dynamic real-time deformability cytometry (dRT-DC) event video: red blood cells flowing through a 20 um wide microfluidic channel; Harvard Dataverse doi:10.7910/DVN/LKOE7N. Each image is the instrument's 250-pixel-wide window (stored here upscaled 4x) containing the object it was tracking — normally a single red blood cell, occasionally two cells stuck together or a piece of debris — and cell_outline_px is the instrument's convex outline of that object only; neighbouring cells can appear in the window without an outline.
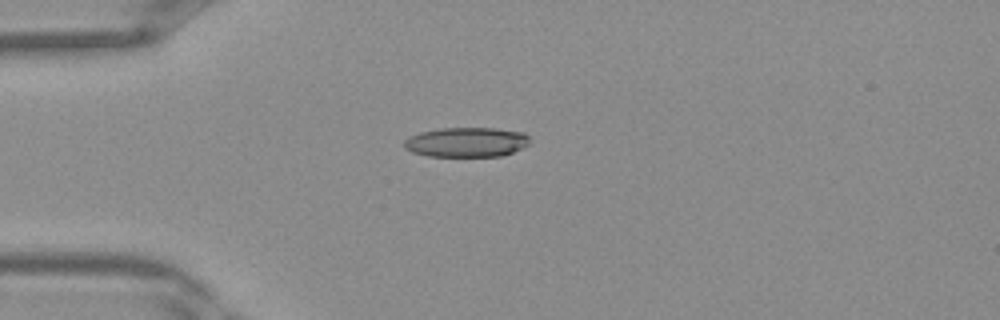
{"species": "Egyptian fruit bat (a non-hibernating species)", "species_latin": "Rousettus aegyptiacus", "temperature_condition": "warm", "stored_images_in_passage": 30, "camera_frame_rate_fps": 3000, "um_per_image_px": 0.085, "frame": {"image": 1, "passage_image": 1, "time_ms": 0.0, "image_size_px": [1000, 320], "cell_outline_px": [[528, 144], [512, 152], [500, 156], [428, 156], [412, 152], [404, 148], [404, 140], [420, 132], [440, 128], [496, 128], [524, 132], [528, 136]], "centroid_in_image_um": [39.63, 12.08], "position_along_channel_um": 45.4, "area_um2": 21.62}}
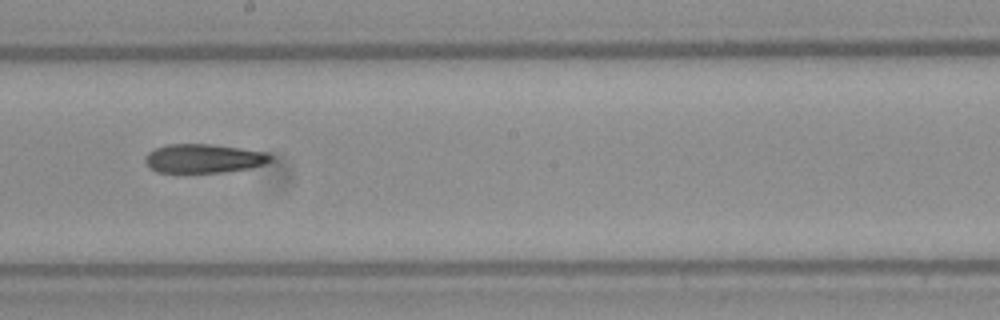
{"frame": {"image": 2, "passage_image": 13, "time_ms": 4.0, "image_size_px": [1000, 320], "cell_outline_px": [[272, 160], [264, 164], [248, 168], [224, 172], [156, 172], [148, 168], [144, 160], [144, 156], [148, 152], [156, 148], [168, 144], [212, 144], [268, 152], [272, 156]], "centroid_in_image_um": [17.29, 13.46], "position_along_channel_um": 230.9, "area_um2": 21.21}}
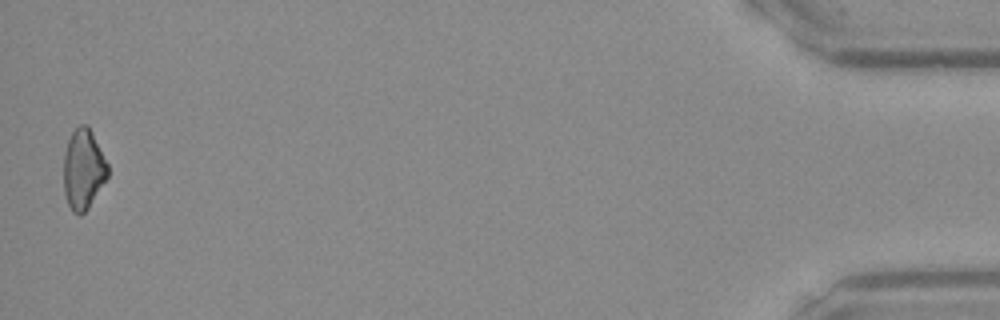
{"frame": {"image": 3, "passage_image": 30, "time_ms": 9.667, "image_size_px": [1000, 320], "cell_outline_px": [[108, 176], [88, 208], [80, 216], [72, 212], [68, 204], [64, 192], [64, 152], [68, 140], [72, 132], [80, 124], [88, 124], [108, 164]], "centroid_in_image_um": [7.08, 14.39], "position_along_channel_um": 428.1, "area_um2": 20.58}}